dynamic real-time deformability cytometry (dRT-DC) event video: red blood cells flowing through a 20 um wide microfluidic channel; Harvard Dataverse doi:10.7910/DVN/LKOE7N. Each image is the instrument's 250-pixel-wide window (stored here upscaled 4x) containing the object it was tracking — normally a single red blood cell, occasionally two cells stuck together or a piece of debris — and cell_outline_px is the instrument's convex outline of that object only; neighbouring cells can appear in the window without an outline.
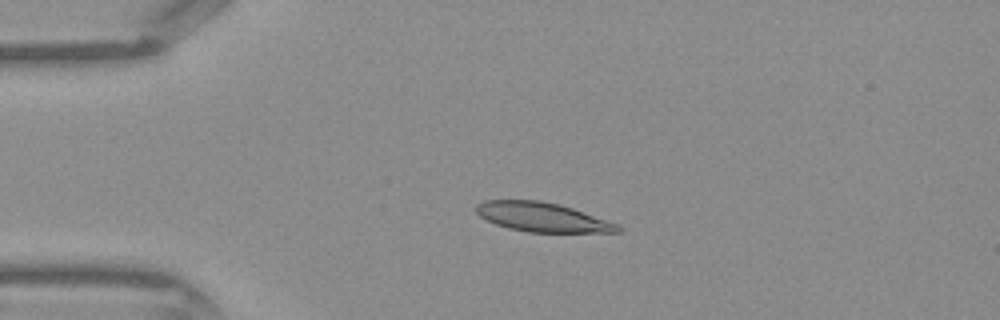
{"species": "Egyptian fruit bat (a non-hibernating species)", "species_latin": "Rousettus aegyptiacus", "temperature_condition": "warm", "stored_images_in_passage": 42, "camera_frame_rate_fps": 3000, "um_per_image_px": 0.085, "frame": {"image": 1, "passage_image": 9, "time_ms": 2.667, "image_size_px": [1000, 320], "cell_outline_px": [[620, 232], [528, 232], [508, 228], [496, 224], [480, 216], [476, 212], [476, 204], [484, 200], [540, 200], [560, 204], [620, 224]], "centroid_in_image_um": [46.1, 18.45], "position_along_channel_um": 38.9, "area_um2": 24.1}}
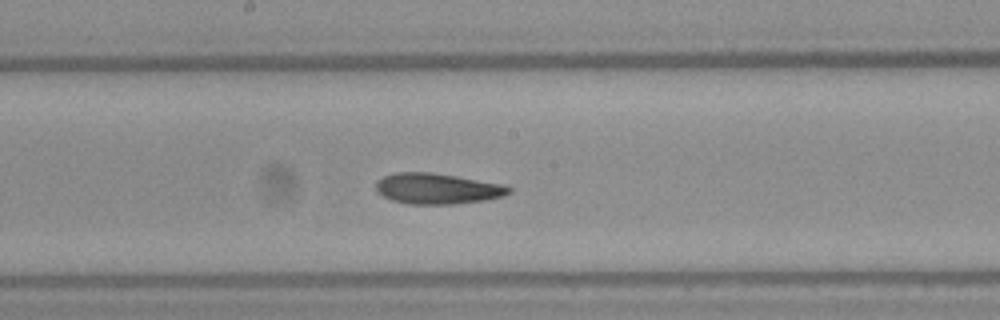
{"frame": {"image": 2, "passage_image": 22, "time_ms": 7.0, "image_size_px": [1000, 320], "cell_outline_px": [[512, 192], [504, 196], [484, 200], [452, 204], [408, 204], [392, 200], [376, 192], [376, 180], [384, 176], [396, 172], [432, 172], [508, 184], [512, 188]], "centroid_in_image_um": [37.21, 16.02], "position_along_channel_um": 211.0, "area_um2": 24.16}}
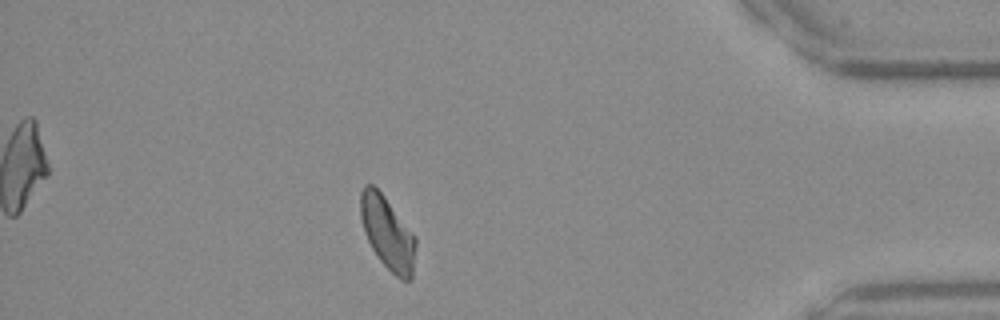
{"frame": {"image": 3, "passage_image": 37, "time_ms": 12.0, "image_size_px": [1000, 320], "cell_outline_px": [[416, 244], [412, 280], [400, 280], [380, 260], [372, 248], [364, 232], [360, 216], [360, 192], [364, 184], [372, 184], [384, 196], [416, 236]], "centroid_in_image_um": [32.94, 19.8], "position_along_channel_um": 402.3, "area_um2": 23.41}}